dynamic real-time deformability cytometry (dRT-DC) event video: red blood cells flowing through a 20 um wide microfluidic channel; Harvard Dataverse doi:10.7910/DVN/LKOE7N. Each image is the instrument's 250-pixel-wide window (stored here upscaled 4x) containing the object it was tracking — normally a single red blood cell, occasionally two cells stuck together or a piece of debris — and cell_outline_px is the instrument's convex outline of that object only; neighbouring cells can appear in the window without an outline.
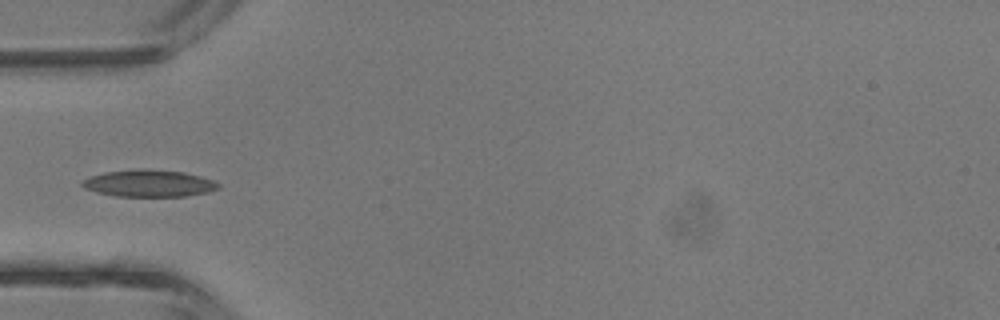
{"species": "common noctule bat (a hibernating species)", "species_latin": "Nyctalus noctula", "temperature_condition": "room temperature", "stored_images_in_passage": 5, "camera_frame_rate_fps": 3000, "um_per_image_px": 0.085, "animal": {"sex": "male", "body_mass_g": 13.3}, "frame": {"image": 1, "passage_image": 1, "time_ms": 0.0, "image_size_px": [1000, 320], "cell_outline_px": [[220, 188], [208, 192], [184, 196], [116, 196], [96, 192], [84, 188], [80, 184], [80, 180], [88, 176], [104, 172], [140, 168], [144, 168], [184, 172], [200, 176], [212, 180], [220, 184]], "centroid_in_image_um": [12.61, 15.57], "position_along_channel_um": 72.4, "area_um2": 21.62}}
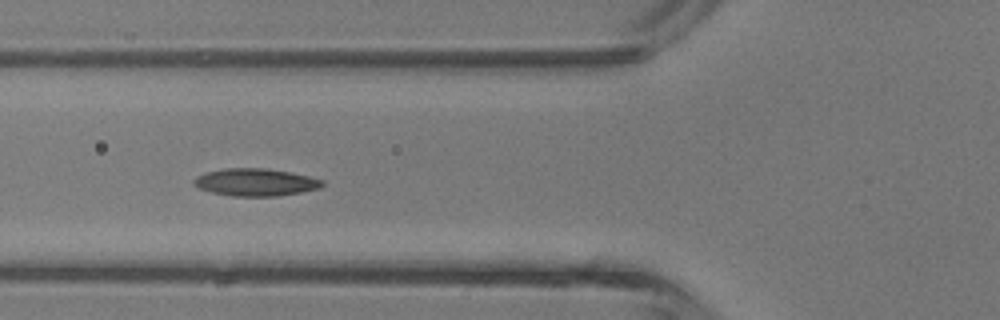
{"frame": {"image": 2, "passage_image": 3, "time_ms": 0.667, "image_size_px": [1000, 320], "cell_outline_px": [[324, 184], [320, 188], [300, 192], [276, 196], [232, 196], [212, 192], [200, 188], [192, 184], [192, 180], [196, 176], [204, 172], [224, 168], [264, 168], [288, 172], [308, 176], [324, 180]], "centroid_in_image_um": [21.68, 15.48], "position_along_channel_um": 104.1, "area_um2": 20.52}}
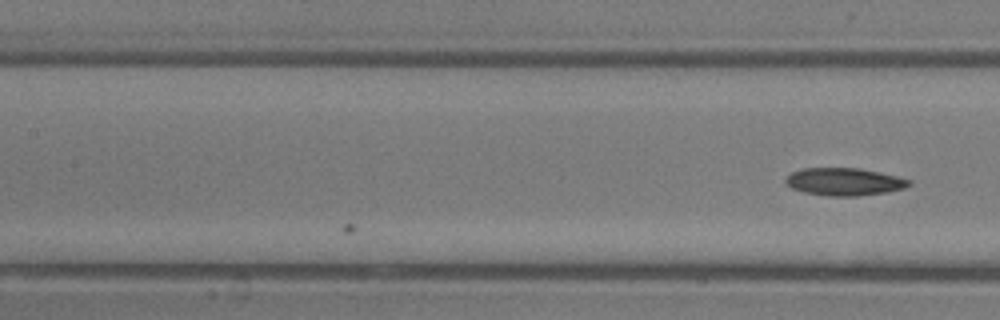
{"frame": {"image": 3, "passage_image": 5, "time_ms": 1.333, "image_size_px": [1000, 320], "cell_outline_px": [[912, 184], [904, 188], [888, 192], [856, 196], [828, 196], [804, 192], [792, 188], [784, 180], [792, 172], [800, 168], [860, 168], [896, 176], [912, 180]], "centroid_in_image_um": [71.78, 15.44], "position_along_channel_um": 135.6, "area_um2": 19.83}}